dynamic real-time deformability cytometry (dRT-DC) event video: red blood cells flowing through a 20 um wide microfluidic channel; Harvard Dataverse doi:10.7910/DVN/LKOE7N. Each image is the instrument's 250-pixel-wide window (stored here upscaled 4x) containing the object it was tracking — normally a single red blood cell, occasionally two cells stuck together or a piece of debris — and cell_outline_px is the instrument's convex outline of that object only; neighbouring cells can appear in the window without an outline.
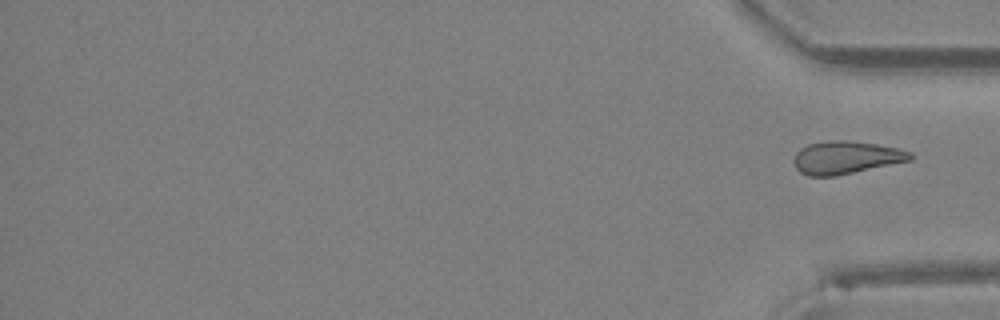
{"species": "Egyptian fruit bat (a non-hibernating species)", "species_latin": "Rousettus aegyptiacus", "temperature_condition": "room temperature", "stored_images_in_passage": 26, "segment_of_instrument_passage": [2, 2], "camera_frame_rate_fps": 3000, "um_per_image_px": 0.085, "animal": {"sex": "female"}, "frame": {"image": 1, "passage_image": 26, "time_ms": 8.333, "image_size_px": [1000, 320], "cell_outline_px": [[912, 160], [836, 176], [808, 176], [800, 172], [796, 168], [792, 160], [796, 152], [800, 148], [808, 144], [832, 140], [844, 140], [876, 144], [896, 148], [912, 152]], "centroid_in_image_um": [71.88, 13.39], "position_along_channel_um": 363.3, "area_um2": 22.25}}